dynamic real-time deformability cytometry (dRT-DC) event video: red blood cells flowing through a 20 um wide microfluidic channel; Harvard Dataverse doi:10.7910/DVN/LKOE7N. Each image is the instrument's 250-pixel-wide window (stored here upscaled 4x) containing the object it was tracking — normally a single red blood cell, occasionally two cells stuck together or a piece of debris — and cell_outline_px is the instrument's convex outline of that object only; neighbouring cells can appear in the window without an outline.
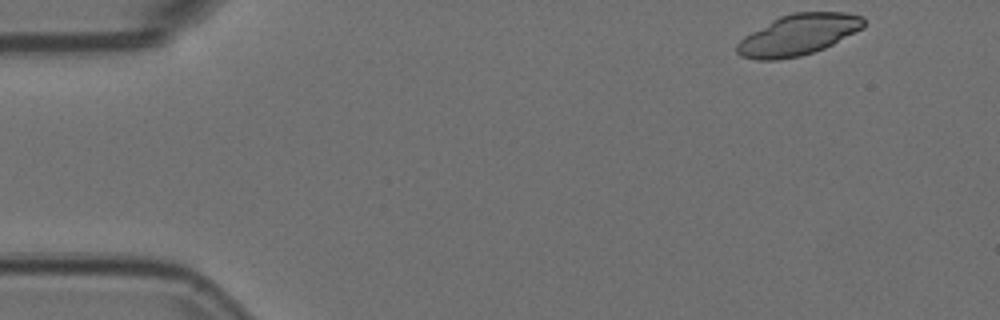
{"species": "Egyptian fruit bat (a non-hibernating species)", "species_latin": "Rousettus aegyptiacus", "temperature_condition": "room temperature", "stored_images_in_passage": 50, "segment_of_instrument_passage": [1, 2], "camera_frame_rate_fps": 3000, "um_per_image_px": 0.085, "animal": {"sex": "female"}, "frame": {"image": 1, "passage_image": 1, "time_ms": 0.0, "image_size_px": [1000, 320], "cell_outline_px": [[864, 28], [824, 48], [800, 56], [776, 60], [756, 60], [740, 56], [736, 52], [736, 44], [744, 36], [772, 20], [780, 16], [792, 12], [844, 12], [864, 16]], "centroid_in_image_um": [67.84, 2.95], "position_along_channel_um": 17.2, "area_um2": 30.23}}